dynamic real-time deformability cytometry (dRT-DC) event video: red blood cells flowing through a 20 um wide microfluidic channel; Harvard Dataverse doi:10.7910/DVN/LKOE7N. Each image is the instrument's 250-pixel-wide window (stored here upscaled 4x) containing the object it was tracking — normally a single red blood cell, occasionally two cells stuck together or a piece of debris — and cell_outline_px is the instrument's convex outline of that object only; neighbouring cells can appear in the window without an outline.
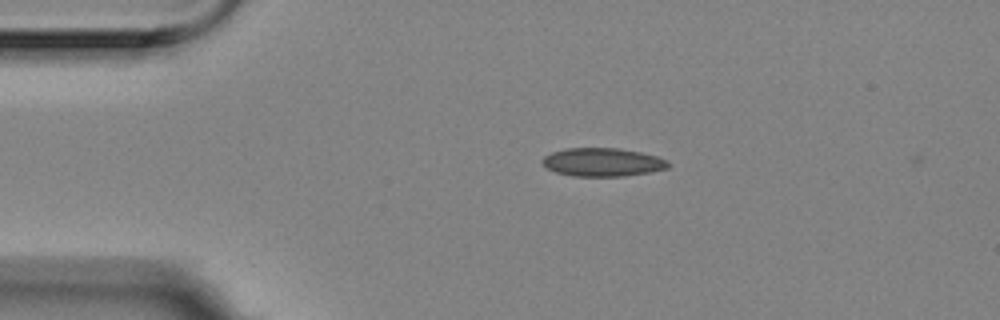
{"species": "Egyptian fruit bat (a non-hibernating species)", "species_latin": "Rousettus aegyptiacus", "temperature_condition": "room temperature", "stored_images_in_passage": 46, "camera_frame_rate_fps": 3000, "um_per_image_px": 0.085, "animal": {"sex": "female"}, "frame": {"image": 1, "passage_image": 1, "time_ms": 0.0, "image_size_px": [1000, 320], "cell_outline_px": [[668, 168], [648, 172], [624, 176], [572, 176], [556, 172], [548, 168], [540, 160], [544, 156], [552, 152], [568, 148], [620, 148], [640, 152], [656, 156], [668, 160]], "centroid_in_image_um": [51.21, 13.78], "position_along_channel_um": 33.8, "area_um2": 20.69}}
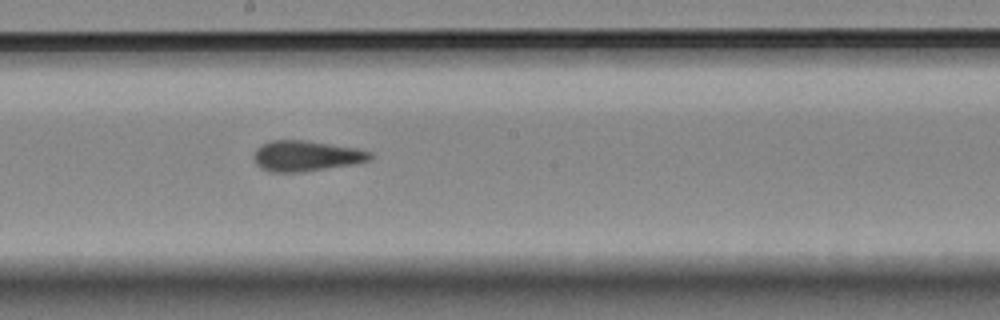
{"frame": {"image": 2, "passage_image": 20, "time_ms": 6.333, "image_size_px": [1000, 320], "cell_outline_px": [[372, 160], [356, 164], [304, 172], [268, 172], [260, 168], [252, 160], [252, 156], [256, 148], [260, 144], [272, 140], [304, 140], [356, 148], [372, 152]], "centroid_in_image_um": [25.99, 13.26], "position_along_channel_um": 222.2, "area_um2": 21.15}}
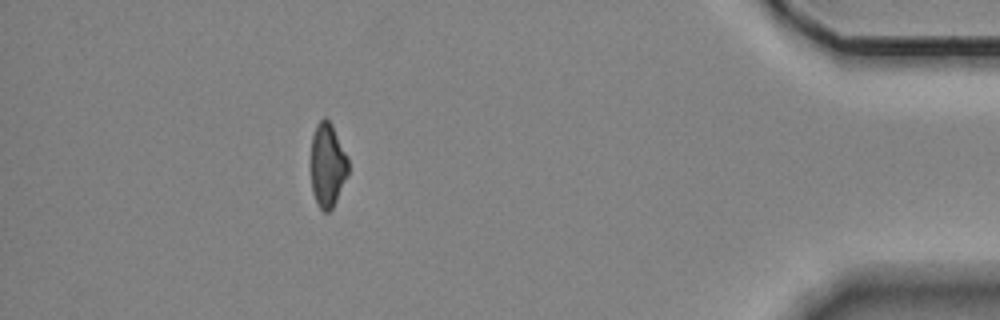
{"frame": {"image": 3, "passage_image": 40, "time_ms": 13.0, "image_size_px": [1000, 320], "cell_outline_px": [[348, 176], [332, 208], [328, 212], [324, 212], [316, 204], [312, 192], [308, 164], [312, 136], [316, 124], [324, 116], [332, 124], [348, 156]], "centroid_in_image_um": [27.79, 14.03], "position_along_channel_um": 407.4, "area_um2": 19.13}, "authors_computed_cell_mechanics": {"area_um2": 20.5768, "velocity_mm_per_s": 3.541, "shape_relaxation_time_tau1_ms": null, "shape_relaxation_time_tau2_ms": 2.2877, "deformation_change_tau1": null, "deformation_change_tau2": 0.0835}}